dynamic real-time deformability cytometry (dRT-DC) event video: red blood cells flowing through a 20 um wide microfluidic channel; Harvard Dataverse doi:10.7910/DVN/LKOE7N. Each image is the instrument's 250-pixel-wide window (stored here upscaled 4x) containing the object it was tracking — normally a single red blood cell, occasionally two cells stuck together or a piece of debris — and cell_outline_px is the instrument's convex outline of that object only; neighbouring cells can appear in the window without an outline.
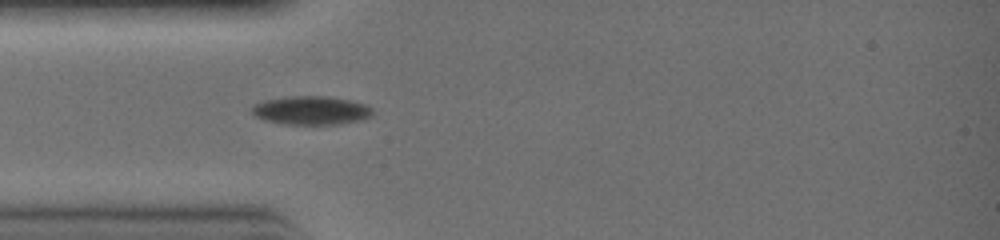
{"species": "common noctule bat (a hibernating species)", "species_latin": "Nyctalus noctula", "temperature_condition": "warm", "stored_images_in_passage": 24, "camera_frame_rate_fps": 3000, "um_per_image_px": 0.085, "animal": {"sex": "female", "body_mass_g": 19.0, "forearm_length_mm": 51.5}, "frame": {"image": 1, "passage_image": 1, "time_ms": 0.0, "image_size_px": [1000, 240], "cell_outline_px": [[372, 116], [360, 120], [336, 124], [284, 124], [264, 120], [256, 116], [252, 112], [252, 104], [264, 100], [288, 96], [328, 96], [368, 104], [372, 108]], "centroid_in_image_um": [26.44, 9.37], "position_along_channel_um": 58.6, "area_um2": 20.17}}
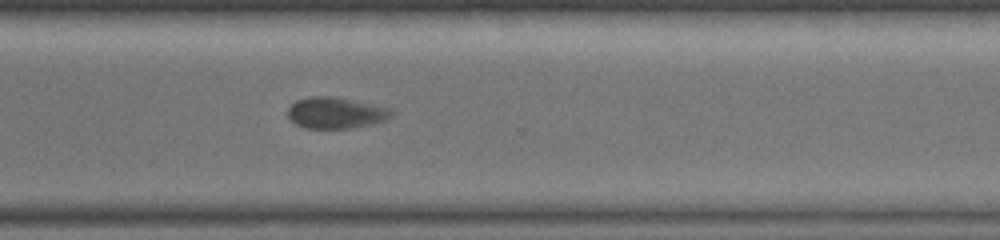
{"frame": {"image": 2, "passage_image": 15, "time_ms": 4.667, "image_size_px": [1000, 240], "cell_outline_px": [[396, 112], [388, 120], [372, 124], [348, 128], [304, 128], [296, 124], [288, 116], [288, 108], [296, 100], [308, 96], [332, 96], [352, 100], [388, 108]], "centroid_in_image_um": [28.54, 9.59], "position_along_channel_um": 342.1, "area_um2": 18.84}}
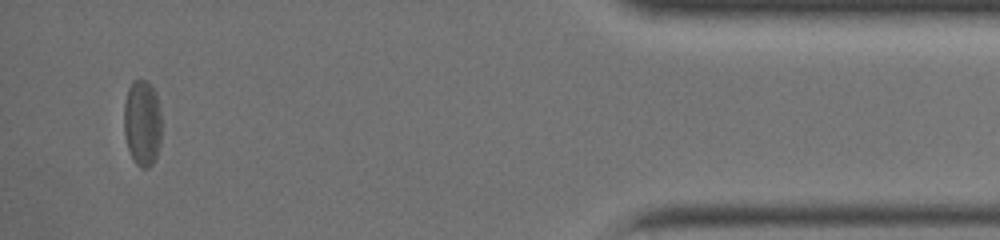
{"frame": {"image": 3, "passage_image": 22, "time_ms": 7.0, "image_size_px": [1000, 240], "cell_outline_px": [[160, 144], [156, 156], [152, 164], [148, 168], [140, 168], [136, 164], [128, 148], [124, 132], [124, 104], [128, 88], [132, 80], [148, 80], [152, 84], [156, 92], [160, 108]], "centroid_in_image_um": [12.09, 10.41], "position_along_channel_um": 423.1, "area_um2": 19.07}}